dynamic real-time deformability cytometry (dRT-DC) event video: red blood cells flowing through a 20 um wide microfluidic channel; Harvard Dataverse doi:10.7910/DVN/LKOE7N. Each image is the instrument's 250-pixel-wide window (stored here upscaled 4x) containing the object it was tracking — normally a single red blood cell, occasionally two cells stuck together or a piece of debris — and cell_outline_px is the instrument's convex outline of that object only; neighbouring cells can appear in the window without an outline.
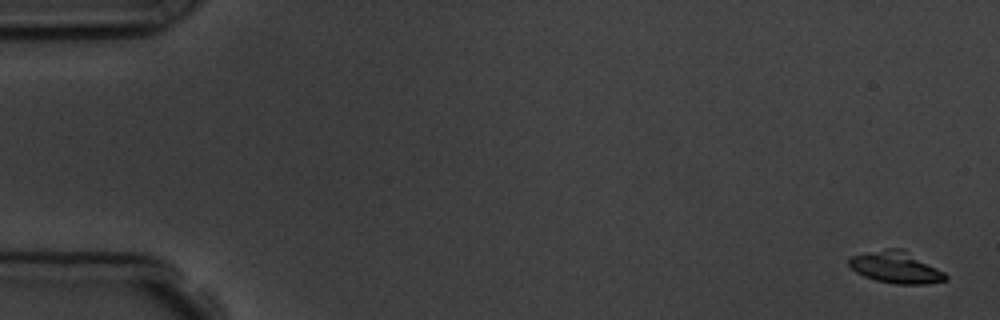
{"species": "common noctule bat (a hibernating species)", "species_latin": "Nyctalus noctula", "temperature_condition": "room temperature", "stored_images_in_passage": 5, "camera_frame_rate_fps": 3000, "um_per_image_px": 0.085, "animal": {"sex": "male", "body_mass_g": 19.5, "forearm_length_mm": 54.6}, "frame": {"image": 1, "passage_image": 1, "time_ms": 0.0, "image_size_px": [1000, 320], "cell_outline_px": [[948, 280], [924, 284], [896, 284], [876, 280], [864, 276], [856, 272], [848, 264], [848, 260], [852, 256], [884, 248], [904, 248], [944, 272], [948, 276]], "centroid_in_image_um": [76.17, 22.71], "position_along_channel_um": 8.8, "area_um2": 17.92}}
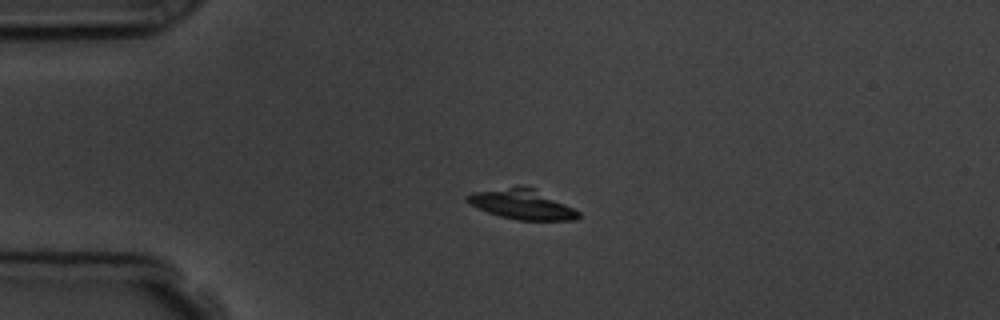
{"frame": {"image": 2, "passage_image": 4, "time_ms": 4.0, "image_size_px": [1000, 320], "cell_outline_px": [[580, 216], [576, 220], [516, 220], [500, 216], [488, 212], [464, 200], [464, 196], [472, 192], [516, 184], [520, 184], [532, 188], [580, 212]], "centroid_in_image_um": [44.3, 17.34], "position_along_channel_um": 40.7, "area_um2": 19.36}}